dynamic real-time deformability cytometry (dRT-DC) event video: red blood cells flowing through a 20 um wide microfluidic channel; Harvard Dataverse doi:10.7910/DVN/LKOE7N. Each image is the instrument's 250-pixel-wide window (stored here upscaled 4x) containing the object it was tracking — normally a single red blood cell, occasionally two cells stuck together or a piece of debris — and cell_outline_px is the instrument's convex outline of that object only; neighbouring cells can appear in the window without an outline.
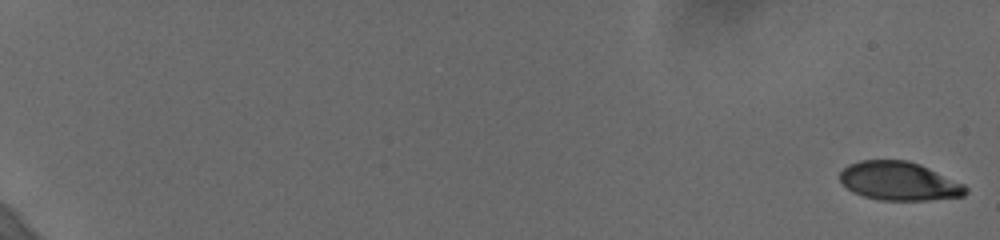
{"species": "human", "species_latin": "Homo sapiens", "temperature_condition": "cold", "stored_images_in_passage": 61, "segment_of_instrument_passage": [1, 2], "camera_frame_rate_fps": 3000, "um_per_image_px": 0.085, "donor": {"sex": "female"}, "frame": {"image": 1, "passage_image": 1, "time_ms": 0.0, "image_size_px": [1000, 240], "cell_outline_px": [[968, 192], [964, 196], [928, 200], [880, 200], [864, 196], [852, 192], [840, 180], [840, 172], [848, 164], [860, 160], [908, 160], [920, 164], [964, 184], [968, 188]], "centroid_in_image_um": [76.43, 15.39], "position_along_channel_um": 8.6, "area_um2": 28.32}}
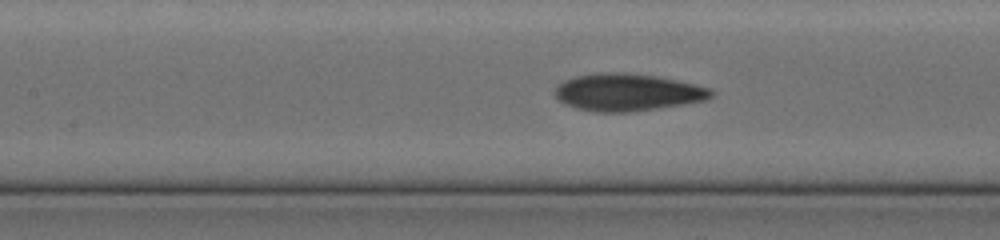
{"frame": {"image": 2, "passage_image": 32, "time_ms": 10.333, "image_size_px": [1000, 240], "cell_outline_px": [[716, 92], [708, 100], [684, 104], [628, 112], [596, 112], [576, 108], [564, 104], [556, 96], [556, 88], [564, 80], [576, 76], [604, 72], [620, 72], [656, 76], [676, 80], [712, 88]], "centroid_in_image_um": [53.38, 7.85], "position_along_channel_um": 154.0, "area_um2": 33.81}}
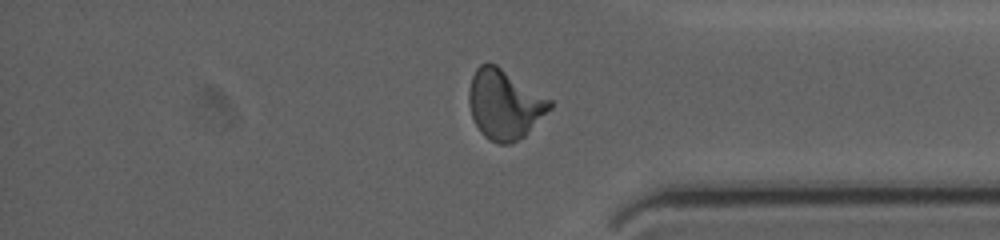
{"frame": {"image": 3, "passage_image": 52, "time_ms": 17.0, "image_size_px": [1000, 240], "cell_outline_px": [[552, 108], [524, 136], [512, 144], [496, 144], [488, 140], [480, 132], [472, 116], [468, 104], [468, 88], [472, 76], [476, 68], [480, 64], [496, 64], [552, 100]], "centroid_in_image_um": [42.87, 8.89], "position_along_channel_um": 392.3, "area_um2": 32.95}}